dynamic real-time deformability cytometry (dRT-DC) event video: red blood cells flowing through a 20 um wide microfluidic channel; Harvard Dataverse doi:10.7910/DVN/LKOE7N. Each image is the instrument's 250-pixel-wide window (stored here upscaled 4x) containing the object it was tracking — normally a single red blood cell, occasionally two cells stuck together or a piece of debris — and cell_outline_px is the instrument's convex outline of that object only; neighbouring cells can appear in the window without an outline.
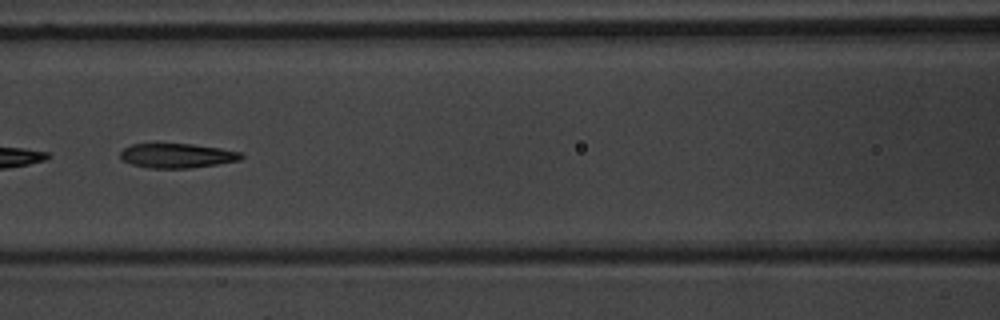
{"species": "common noctule bat (a hibernating species)", "species_latin": "Nyctalus noctula", "temperature_condition": "warm", "stored_images_in_passage": 7, "camera_frame_rate_fps": 3000, "um_per_image_px": 0.085, "animal": {"sex": "male", "body_mass_g": 20.1, "forearm_length_mm": 53.5}, "frame": {"image": 1, "passage_image": 6, "time_ms": 5.667, "image_size_px": [1000, 320], "cell_outline_px": [[244, 156], [240, 160], [216, 164], [188, 168], [148, 168], [132, 164], [124, 160], [120, 156], [120, 152], [124, 148], [132, 144], [192, 144], [220, 148], [240, 152]], "centroid_in_image_um": [15.05, 13.23], "position_along_channel_um": 151.6, "area_um2": 17.05}}
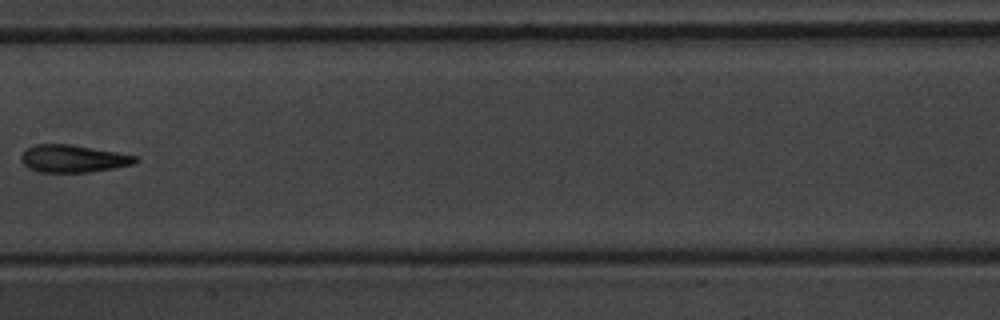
{"frame": {"image": 2, "passage_image": 7, "time_ms": 7.0, "image_size_px": [1000, 320], "cell_outline_px": [[140, 160], [132, 164], [112, 168], [88, 172], [40, 172], [28, 168], [20, 160], [20, 156], [32, 144], [72, 144], [116, 152], [136, 156]], "centroid_in_image_um": [6.18, 13.48], "position_along_channel_um": 201.2, "area_um2": 18.21}}